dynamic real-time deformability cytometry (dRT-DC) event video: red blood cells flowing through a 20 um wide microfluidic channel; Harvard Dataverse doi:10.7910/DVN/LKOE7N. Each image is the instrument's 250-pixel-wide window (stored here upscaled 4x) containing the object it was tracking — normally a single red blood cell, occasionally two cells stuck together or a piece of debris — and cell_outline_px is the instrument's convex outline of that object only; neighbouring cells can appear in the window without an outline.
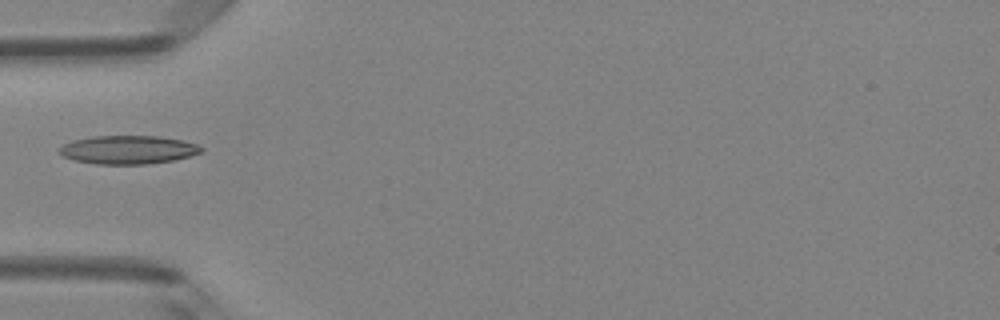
{"species": "Egyptian fruit bat (a non-hibernating species)", "species_latin": "Rousettus aegyptiacus", "temperature_condition": "room temperature", "stored_images_in_passage": 2, "camera_frame_rate_fps": 3000, "um_per_image_px": 0.085, "animal": {"sex": "female"}, "frame": {"image": 1, "passage_image": 2, "time_ms": 0.333, "image_size_px": [1000, 320], "cell_outline_px": [[204, 148], [200, 152], [188, 156], [172, 160], [148, 164], [96, 164], [72, 160], [64, 156], [60, 152], [60, 148], [64, 144], [72, 140], [92, 136], [160, 136], [200, 144]], "centroid_in_image_um": [10.89, 12.72], "position_along_channel_um": 74.1, "area_um2": 23.47}}